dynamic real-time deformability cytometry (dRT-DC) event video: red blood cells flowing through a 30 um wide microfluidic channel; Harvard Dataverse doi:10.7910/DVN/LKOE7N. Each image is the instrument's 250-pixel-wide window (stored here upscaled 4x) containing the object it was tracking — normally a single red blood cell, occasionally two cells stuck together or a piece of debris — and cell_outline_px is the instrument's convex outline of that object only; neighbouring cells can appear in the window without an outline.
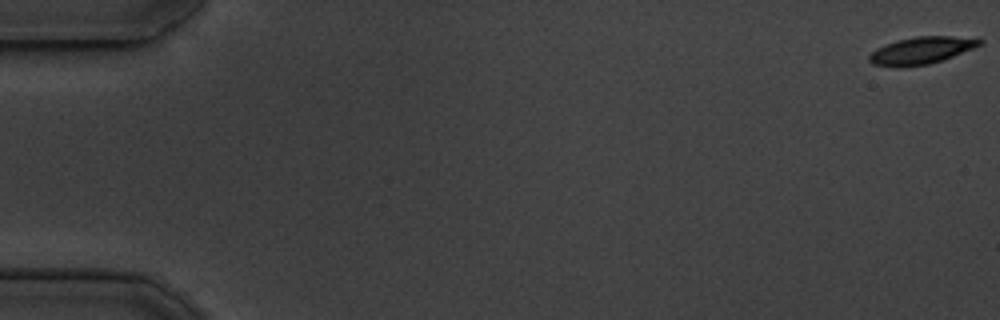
{"species": "common noctule bat (a hibernating species)", "species_latin": "Nyctalus noctula", "temperature_condition": "cold", "stored_images_in_passage": 55, "camera_frame_rate_fps": 3000, "um_per_image_px": 0.085, "animal": {"sex": "male", "body_mass_g": 19.5, "forearm_length_mm": 54.6}, "frame": {"image": 1, "passage_image": 1, "time_ms": 0.0, "image_size_px": [1000, 320], "cell_outline_px": [[984, 44], [952, 56], [928, 64], [872, 64], [868, 60], [868, 56], [876, 48], [896, 40], [916, 36], [952, 36], [984, 40]], "centroid_in_image_um": [78.36, 4.23], "position_along_channel_um": 6.6, "area_um2": 16.65}}
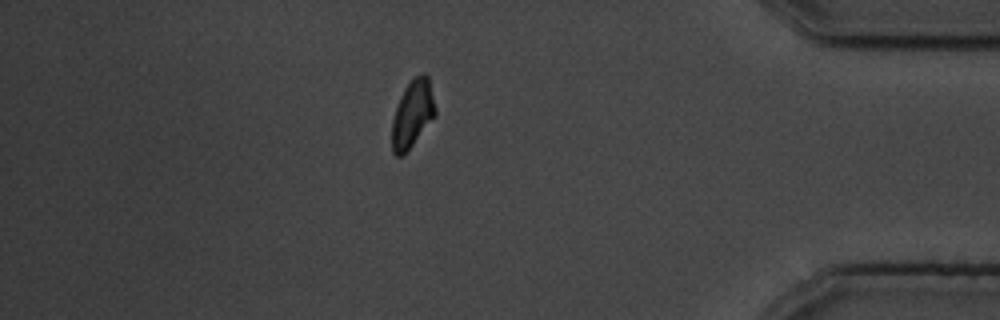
{"frame": {"image": 2, "passage_image": 48, "time_ms": 15.667, "image_size_px": [1000, 320], "cell_outline_px": [[436, 116], [412, 144], [400, 156], [396, 156], [392, 152], [392, 120], [400, 96], [404, 88], [412, 76], [424, 72], [428, 76], [436, 108]], "centroid_in_image_um": [35.07, 9.61], "position_along_channel_um": 400.1, "area_um2": 16.99}}
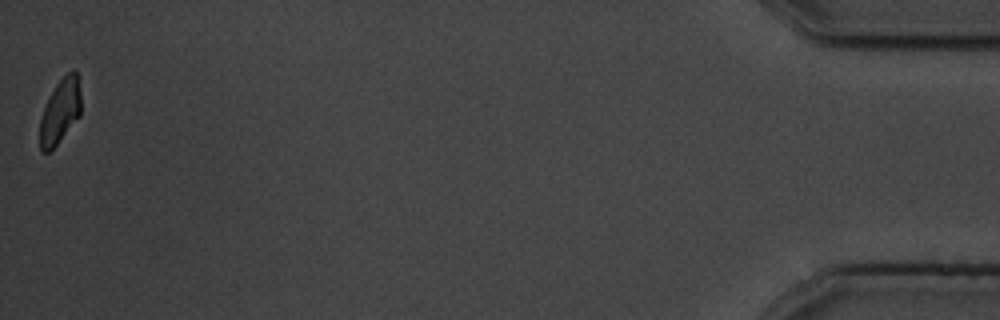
{"frame": {"image": 3, "passage_image": 55, "time_ms": 18.0, "image_size_px": [1000, 320], "cell_outline_px": [[80, 116], [56, 144], [48, 152], [44, 152], [40, 148], [40, 120], [44, 108], [56, 84], [68, 72], [76, 72], [80, 92]], "centroid_in_image_um": [5.11, 9.47], "position_along_channel_um": 430.1, "area_um2": 14.91}, "authors_computed_cell_mechanics": {"area_um2": 17.8024, "velocity_mm_per_s": 3.7092, "shape_relaxation_time_tau1_ms": 2.6751, "shape_relaxation_time_tau2_ms": null, "deformation_change_tau1": 0.1226, "deformation_change_tau2": null}}